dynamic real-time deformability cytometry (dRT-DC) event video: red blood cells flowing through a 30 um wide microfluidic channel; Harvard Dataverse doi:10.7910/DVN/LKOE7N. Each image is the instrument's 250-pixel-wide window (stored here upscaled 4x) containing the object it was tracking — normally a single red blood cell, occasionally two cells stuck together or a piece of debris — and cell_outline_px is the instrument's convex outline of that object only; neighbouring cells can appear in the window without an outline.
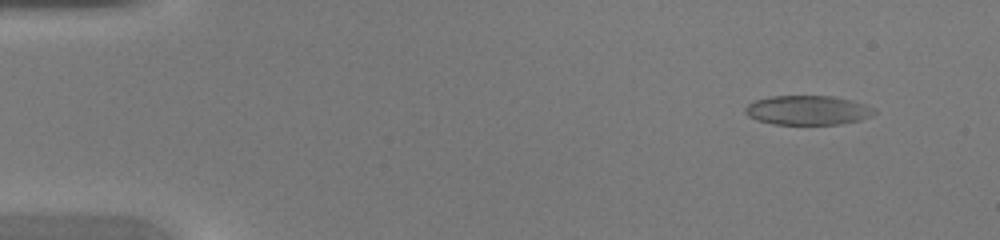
{"species": "common noctule bat (a hibernating species)", "species_latin": "Nyctalus noctula", "temperature_condition": "warm", "stored_images_in_passage": 45, "camera_frame_rate_fps": 3000, "um_per_image_px": 0.085, "animal": {"sex": "female", "body_mass_g": 20.0, "forearm_length_mm": 54.0}, "frame": {"image": 1, "passage_image": 4, "time_ms": 1.0, "image_size_px": [1000, 240], "cell_outline_px": [[876, 112], [860, 120], [840, 124], [772, 124], [756, 120], [748, 116], [744, 112], [744, 108], [748, 104], [756, 100], [772, 96], [832, 96], [852, 100], [876, 108]], "centroid_in_image_um": [68.64, 9.37], "position_along_channel_um": 16.4, "area_um2": 22.08}}
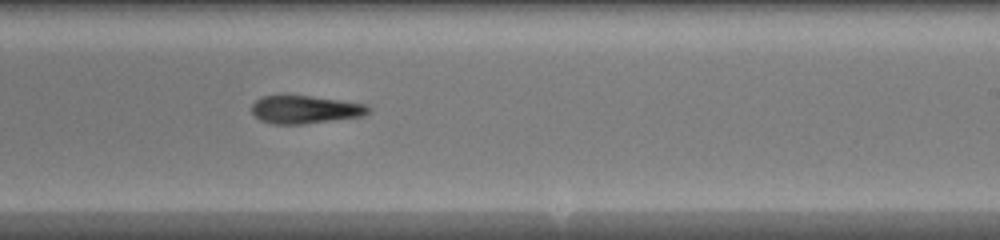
{"frame": {"image": 2, "passage_image": 28, "time_ms": 9.0, "image_size_px": [1000, 240], "cell_outline_px": [[372, 108], [364, 116], [304, 124], [272, 124], [260, 120], [252, 112], [252, 104], [260, 96], [308, 96], [368, 104]], "centroid_in_image_um": [25.95, 9.32], "position_along_channel_um": 263.0, "area_um2": 18.96}}
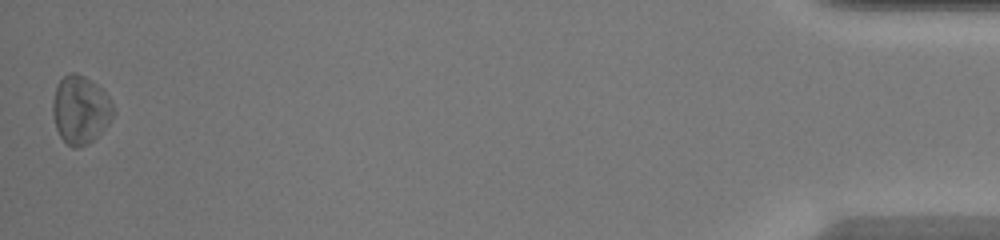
{"frame": {"image": 3, "passage_image": 45, "time_ms": 14.667, "image_size_px": [1000, 240], "cell_outline_px": [[116, 112], [108, 124], [88, 144], [76, 148], [72, 148], [60, 136], [56, 128], [52, 112], [52, 100], [56, 88], [60, 80], [68, 72], [76, 72], [84, 76], [96, 84], [108, 96]], "centroid_in_image_um": [6.83, 9.32], "position_along_channel_um": 428.4, "area_um2": 23.99}}